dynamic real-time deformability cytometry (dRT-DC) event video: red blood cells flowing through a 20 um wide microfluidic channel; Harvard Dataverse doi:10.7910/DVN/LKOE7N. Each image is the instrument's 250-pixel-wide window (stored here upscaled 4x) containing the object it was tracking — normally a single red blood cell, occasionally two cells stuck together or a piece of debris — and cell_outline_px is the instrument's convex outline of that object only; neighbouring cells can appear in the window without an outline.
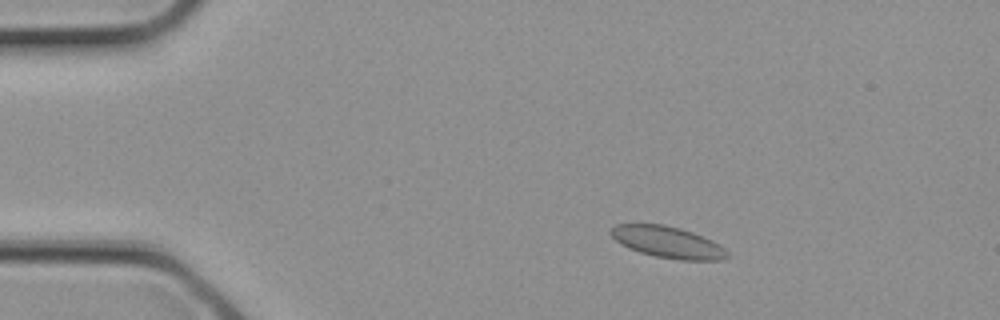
{"species": "common noctule bat (a hibernating species)", "species_latin": "Nyctalus noctula", "temperature_condition": "cold", "stored_images_in_passage": 2, "camera_frame_rate_fps": 3000, "um_per_image_px": 0.085, "animal": {"sex": "female", "body_mass_g": 21.9}, "frame": {"image": 1, "passage_image": 1, "time_ms": 0.0, "image_size_px": [1000, 320], "cell_outline_px": [[728, 256], [724, 260], [680, 260], [656, 256], [640, 252], [628, 248], [620, 244], [608, 232], [616, 224], [664, 224], [680, 228], [692, 232], [712, 240], [720, 244], [728, 252]], "centroid_in_image_um": [56.76, 20.58], "position_along_channel_um": 28.2, "area_um2": 21.39}}